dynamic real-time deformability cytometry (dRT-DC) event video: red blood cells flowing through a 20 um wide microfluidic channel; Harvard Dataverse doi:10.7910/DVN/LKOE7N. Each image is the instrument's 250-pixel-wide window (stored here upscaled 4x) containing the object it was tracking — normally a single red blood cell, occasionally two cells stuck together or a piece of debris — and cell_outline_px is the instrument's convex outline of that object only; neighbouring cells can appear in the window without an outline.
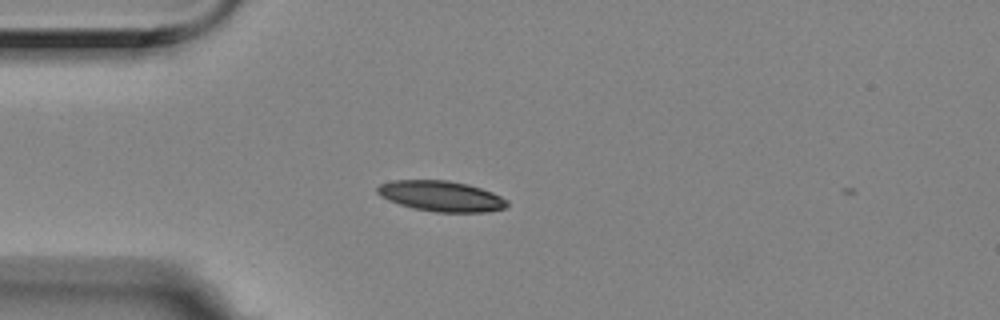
{"species": "Egyptian fruit bat (a non-hibernating species)", "species_latin": "Rousettus aegyptiacus", "temperature_condition": "room temperature", "stored_images_in_passage": 4, "camera_frame_rate_fps": 3000, "um_per_image_px": 0.085, "animal": {"sex": "female"}, "frame": {"image": 1, "passage_image": 3, "time_ms": 0.667, "image_size_px": [1000, 320], "cell_outline_px": [[508, 204], [504, 208], [484, 212], [436, 212], [412, 208], [388, 200], [380, 196], [376, 192], [376, 188], [380, 184], [392, 180], [448, 180], [468, 184], [492, 192], [508, 200]], "centroid_in_image_um": [37.47, 16.66], "position_along_channel_um": 47.5, "area_um2": 23.12}}